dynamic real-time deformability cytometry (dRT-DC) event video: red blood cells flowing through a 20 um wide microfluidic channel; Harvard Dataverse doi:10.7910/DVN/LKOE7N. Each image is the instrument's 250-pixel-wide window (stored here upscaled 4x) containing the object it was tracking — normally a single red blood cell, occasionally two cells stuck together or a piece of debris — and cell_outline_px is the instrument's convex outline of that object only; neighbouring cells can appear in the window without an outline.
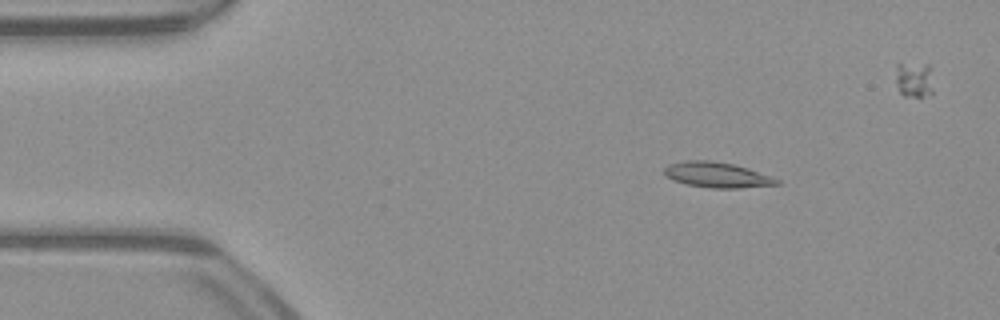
{"species": "common noctule bat (a hibernating species)", "species_latin": "Nyctalus noctula", "temperature_condition": "warm", "stored_images_in_passage": 46, "camera_frame_rate_fps": 3000, "um_per_image_px": 0.085, "animal": {"sex": "male", "body_mass_g": 23.1, "forearm_length_mm": 52.7}, "frame": {"image": 1, "passage_image": 8, "time_ms": 2.333, "image_size_px": [1000, 320], "cell_outline_px": [[780, 184], [740, 188], [712, 188], [688, 184], [664, 176], [664, 168], [668, 164], [684, 160], [712, 160], [732, 164], [748, 168], [772, 176], [780, 180]], "centroid_in_image_um": [60.95, 14.85], "position_along_channel_um": 24.0, "area_um2": 16.65}}
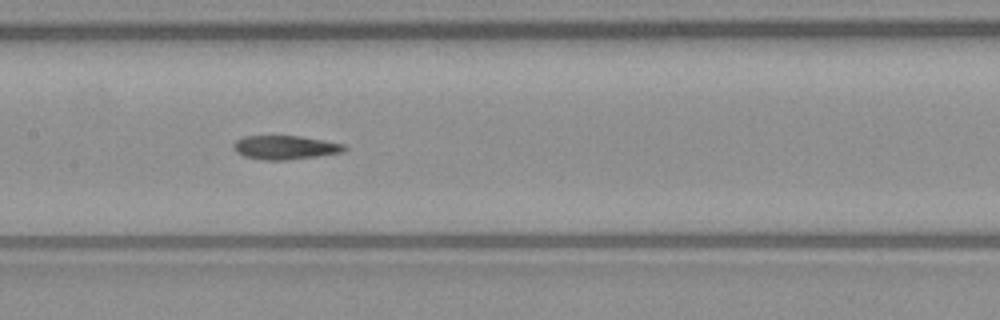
{"frame": {"image": 2, "passage_image": 25, "time_ms": 8.0, "image_size_px": [1000, 320], "cell_outline_px": [[348, 148], [344, 152], [316, 156], [284, 160], [264, 160], [244, 156], [236, 152], [232, 144], [236, 140], [244, 136], [300, 136], [324, 140], [344, 144]], "centroid_in_image_um": [24.24, 12.53], "position_along_channel_um": 183.2, "area_um2": 15.37}}
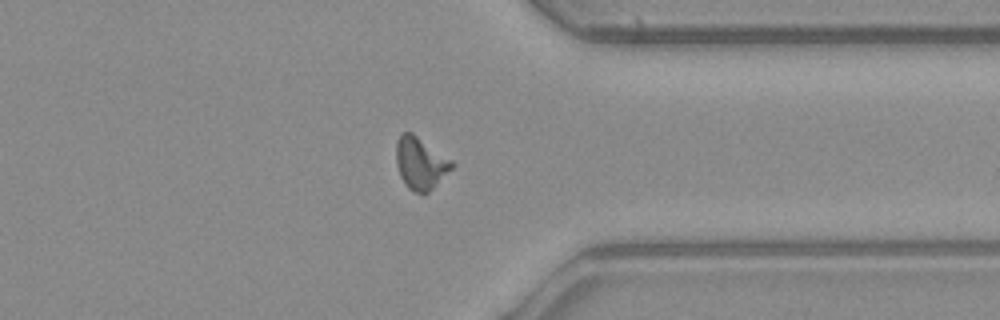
{"frame": {"image": 3, "passage_image": 40, "time_ms": 13.0, "image_size_px": [1000, 320], "cell_outline_px": [[456, 164], [424, 196], [408, 188], [400, 176], [396, 164], [396, 140], [400, 132], [412, 132], [452, 160]], "centroid_in_image_um": [35.72, 13.86], "position_along_channel_um": 375.7, "area_um2": 16.99}, "authors_computed_cell_mechanics": {"area_um2": 15.895, "velocity_mm_per_s": 3.986, "shape_relaxation_time_tau1_ms": null, "shape_relaxation_time_tau2_ms": 6.2593, "deformation_change_tau1": null, "deformation_change_tau2": 0.1625}}